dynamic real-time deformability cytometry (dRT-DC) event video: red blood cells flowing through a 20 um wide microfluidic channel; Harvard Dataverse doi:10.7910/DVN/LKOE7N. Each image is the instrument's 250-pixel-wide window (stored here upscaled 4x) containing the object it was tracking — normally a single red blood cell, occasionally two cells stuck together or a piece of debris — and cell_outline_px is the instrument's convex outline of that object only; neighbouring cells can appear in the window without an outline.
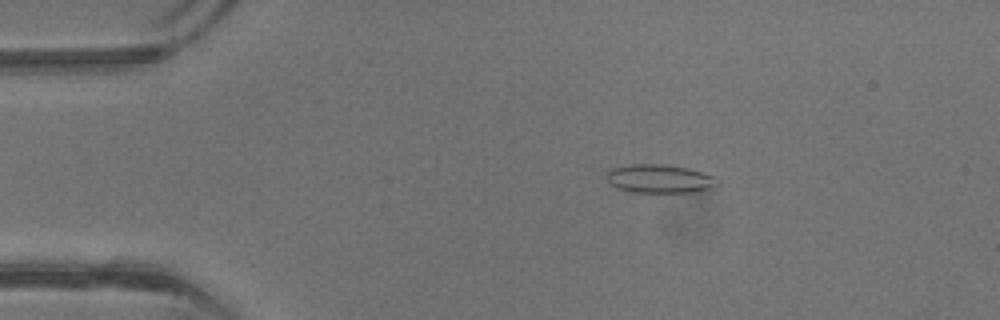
{"species": "common noctule bat (a hibernating species)", "species_latin": "Nyctalus noctula", "temperature_condition": "warm", "stored_images_in_passage": 42, "camera_frame_rate_fps": 3000, "um_per_image_px": 0.085, "animal": {"sex": "male", "body_mass_g": 13.3}, "frame": {"image": 1, "passage_image": 8, "time_ms": 2.333, "image_size_px": [1000, 320], "cell_outline_px": [[720, 184], [708, 188], [692, 192], [632, 192], [616, 188], [608, 180], [608, 172], [612, 168], [628, 164], [664, 164], [688, 168], [716, 176], [720, 180]], "centroid_in_image_um": [56.1, 15.18], "position_along_channel_um": 28.9, "area_um2": 18.44}}
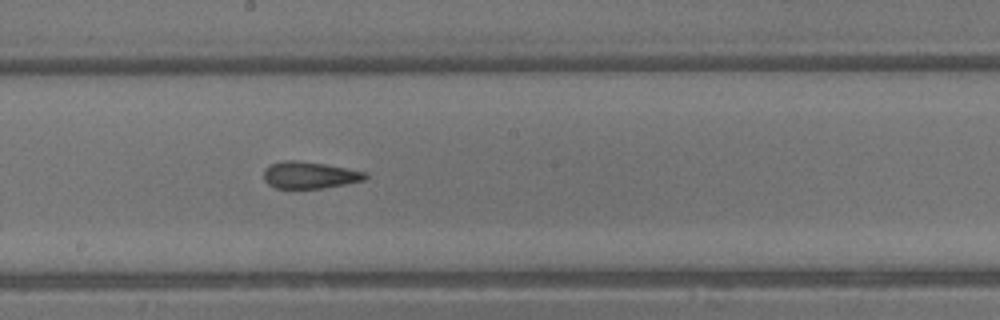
{"frame": {"image": 2, "passage_image": 23, "time_ms": 7.333, "image_size_px": [1000, 320], "cell_outline_px": [[368, 176], [364, 180], [324, 188], [276, 188], [268, 184], [264, 180], [264, 168], [272, 164], [284, 160], [296, 160], [324, 164], [368, 172]], "centroid_in_image_um": [26.31, 14.88], "position_along_channel_um": 221.9, "area_um2": 15.84}}
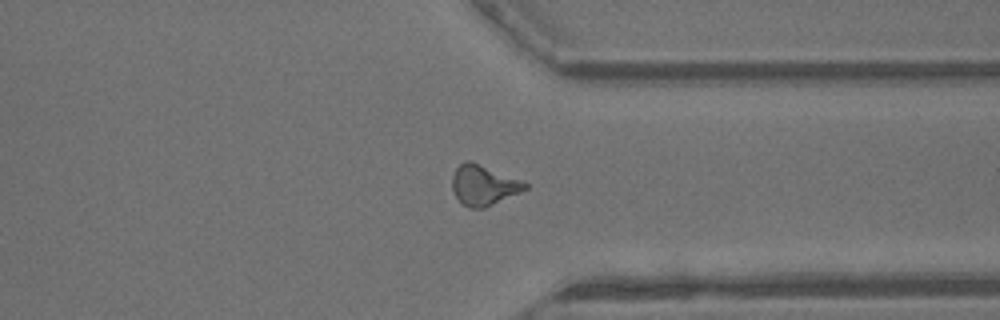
{"frame": {"image": 3, "passage_image": 32, "time_ms": 10.333, "image_size_px": [1000, 320], "cell_outline_px": [[528, 188], [520, 192], [484, 208], [468, 208], [456, 196], [452, 188], [452, 176], [456, 168], [464, 160], [468, 160], [520, 180], [528, 184]], "centroid_in_image_um": [41.08, 15.75], "position_along_channel_um": 370.3, "area_um2": 16.65}}